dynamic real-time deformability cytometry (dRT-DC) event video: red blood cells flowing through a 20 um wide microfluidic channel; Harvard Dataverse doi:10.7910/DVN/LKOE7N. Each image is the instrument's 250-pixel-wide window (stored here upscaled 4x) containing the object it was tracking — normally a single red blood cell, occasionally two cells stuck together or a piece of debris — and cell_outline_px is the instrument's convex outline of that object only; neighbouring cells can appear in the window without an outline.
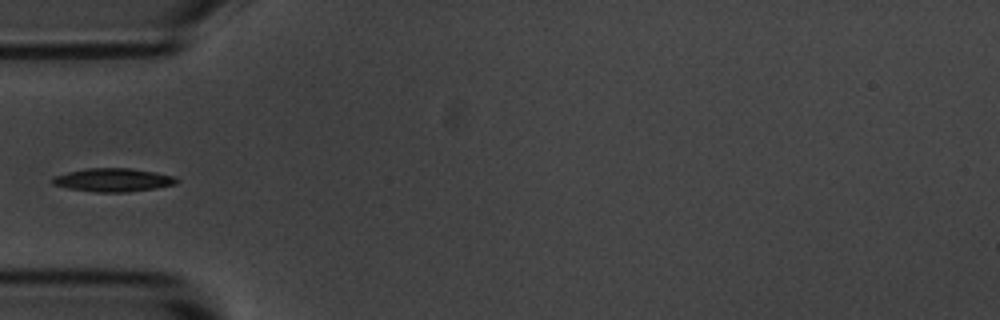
{"species": "common noctule bat (a hibernating species)", "species_latin": "Nyctalus noctula", "temperature_condition": "room temperature", "stored_images_in_passage": 4, "camera_frame_rate_fps": 3000, "um_per_image_px": 0.085, "animal": {"sex": "male", "body_mass_g": 20.1, "forearm_length_mm": 53.5}, "frame": {"image": 1, "passage_image": 4, "time_ms": 3.333, "image_size_px": [1000, 320], "cell_outline_px": [[180, 180], [176, 184], [156, 188], [128, 192], [96, 192], [68, 188], [52, 184], [52, 176], [68, 172], [88, 168], [128, 168], [156, 172], [176, 176]], "centroid_in_image_um": [9.65, 15.29], "position_along_channel_um": 75.4, "area_um2": 16.99}}